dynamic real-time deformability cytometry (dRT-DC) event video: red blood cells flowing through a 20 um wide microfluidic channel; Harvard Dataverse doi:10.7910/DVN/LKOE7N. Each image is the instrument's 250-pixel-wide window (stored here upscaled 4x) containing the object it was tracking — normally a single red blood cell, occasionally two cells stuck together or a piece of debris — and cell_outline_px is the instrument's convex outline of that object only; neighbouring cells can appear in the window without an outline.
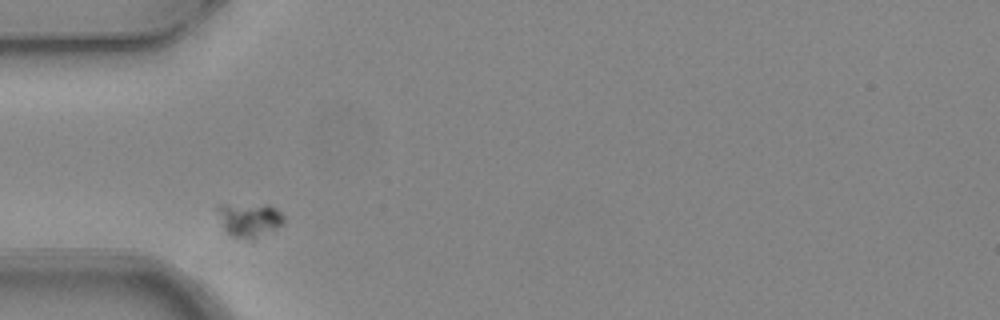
{"species": "common noctule bat (a hibernating species)", "species_latin": "Nyctalus noctula", "temperature_condition": "warm", "stored_images_in_passage": 2, "camera_frame_rate_fps": 3000, "um_per_image_px": 0.085, "animal": {"sex": "female", "body_mass_g": 24.6, "forearm_length_mm": 56.2}, "frame": {"image": 1, "passage_image": 1, "time_ms": 0.0, "image_size_px": [1000, 320], "cell_outline_px": [[284, 224], [256, 240], [252, 240], [232, 236], [224, 228], [216, 208], [216, 204], [268, 204], [276, 208], [284, 216]], "centroid_in_image_um": [21.22, 18.67], "position_along_channel_um": 63.8, "area_um2": 13.47}}
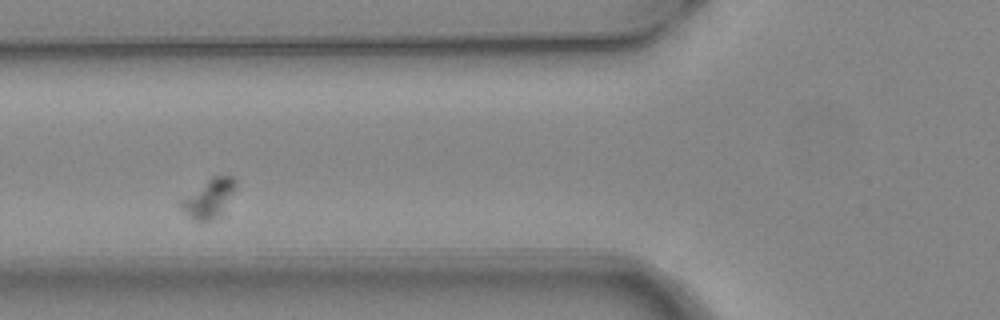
{"frame": {"image": 2, "passage_image": 2, "time_ms": 0.333, "image_size_px": [1000, 320], "cell_outline_px": [[236, 188], [224, 216], [212, 220], [192, 220], [176, 204], [180, 200], [212, 176], [232, 176], [236, 180]], "centroid_in_image_um": [17.79, 16.9], "position_along_channel_um": 108.0, "area_um2": 12.83}}